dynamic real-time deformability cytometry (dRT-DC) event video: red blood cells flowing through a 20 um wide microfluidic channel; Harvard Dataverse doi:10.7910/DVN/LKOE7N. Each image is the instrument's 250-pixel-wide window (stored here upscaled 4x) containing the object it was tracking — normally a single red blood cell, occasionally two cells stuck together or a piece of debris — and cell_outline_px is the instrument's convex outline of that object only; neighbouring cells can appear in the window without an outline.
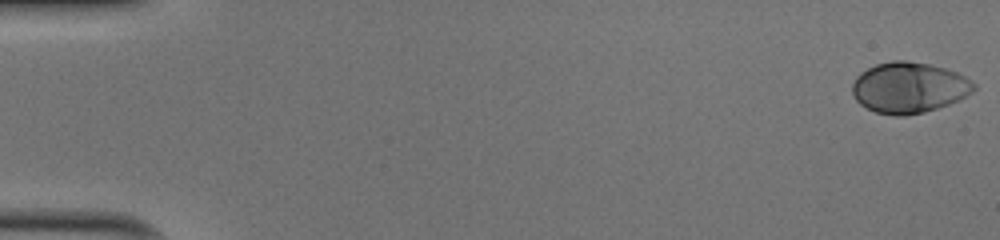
{"species": "human", "species_latin": "Homo sapiens", "temperature_condition": "cold", "stored_images_in_passage": 51, "camera_frame_rate_fps": 3000, "um_per_image_px": 0.085, "donor": {"sex": "male"}, "frame": {"image": 1, "passage_image": 1, "time_ms": 0.0, "image_size_px": [1000, 240], "cell_outline_px": [[976, 88], [972, 92], [960, 100], [924, 112], [904, 116], [896, 116], [876, 112], [860, 104], [856, 100], [852, 92], [852, 84], [856, 76], [860, 72], [876, 64], [892, 60], [904, 60], [928, 64], [944, 68], [956, 72], [964, 76], [976, 84]], "centroid_in_image_um": [77.25, 7.44], "position_along_channel_um": 7.7, "area_um2": 36.01}}
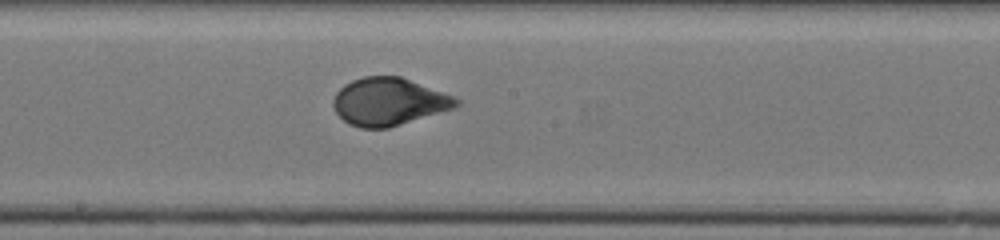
{"frame": {"image": 2, "passage_image": 29, "time_ms": 9.333, "image_size_px": [1000, 240], "cell_outline_px": [[460, 104], [452, 108], [388, 128], [360, 128], [348, 124], [336, 112], [332, 104], [332, 100], [336, 92], [344, 84], [352, 80], [364, 76], [400, 76], [452, 96], [460, 100]], "centroid_in_image_um": [32.98, 8.64], "position_along_channel_um": 215.2, "area_um2": 33.76}}
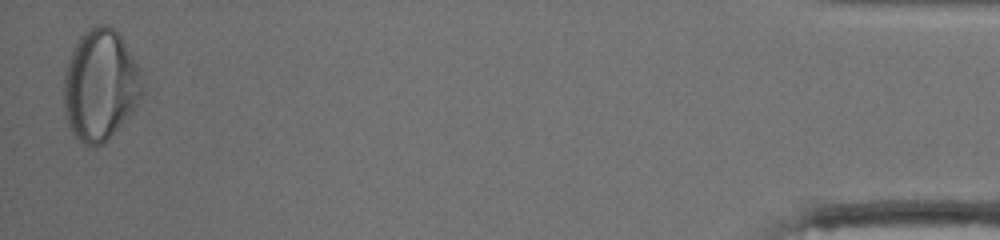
{"frame": {"image": 3, "passage_image": 51, "time_ms": 16.667, "image_size_px": [1000, 240], "cell_outline_px": [[144, 92], [132, 112], [104, 144], [96, 148], [92, 148], [84, 144], [68, 128], [64, 116], [64, 76], [68, 60], [72, 48], [80, 36], [88, 28], [96, 24], [108, 24], [120, 36], [136, 60], [140, 68], [144, 88]], "centroid_in_image_um": [8.52, 7.25], "position_along_channel_um": 426.7, "area_um2": 51.5}, "authors_computed_cell_mechanics": {"area_um2": 34.5644, "velocity_mm_per_s": 4.0211, "shape_relaxation_time_tau1_ms": 3.8512, "shape_relaxation_time_tau2_ms": null, "deformation_change_tau1": 0.1758, "deformation_change_tau2": null}}